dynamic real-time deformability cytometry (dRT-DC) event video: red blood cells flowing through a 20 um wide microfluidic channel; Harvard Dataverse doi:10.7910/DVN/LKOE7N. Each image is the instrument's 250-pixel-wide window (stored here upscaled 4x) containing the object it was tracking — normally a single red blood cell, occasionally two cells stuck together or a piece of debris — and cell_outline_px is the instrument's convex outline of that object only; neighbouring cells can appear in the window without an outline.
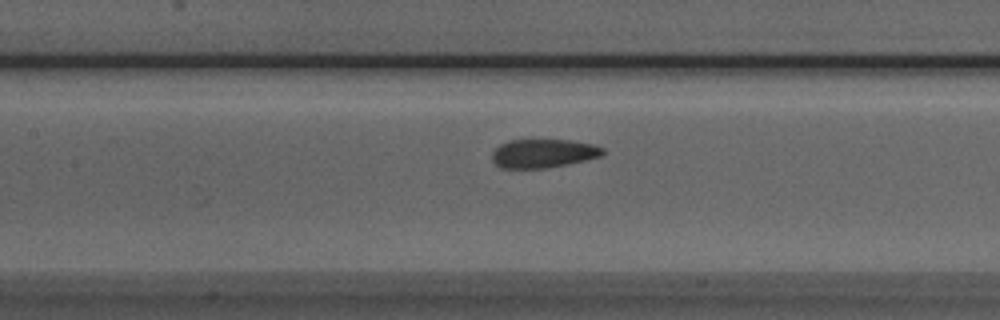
{"species": "Egyptian fruit bat (a non-hibernating species)", "species_latin": "Rousettus aegyptiacus", "temperature_condition": "room temperature", "stored_images_in_passage": 38, "camera_frame_rate_fps": 3000, "um_per_image_px": 0.085, "animal": {"sex": "male"}, "frame": {"image": 1, "passage_image": 19, "time_ms": 6.0, "image_size_px": [1000, 320], "cell_outline_px": [[604, 152], [600, 156], [568, 164], [544, 168], [500, 168], [492, 160], [492, 152], [500, 144], [508, 140], [568, 140], [592, 144], [604, 148]], "centroid_in_image_um": [46.14, 13.04], "position_along_channel_um": 161.3, "area_um2": 18.38}}
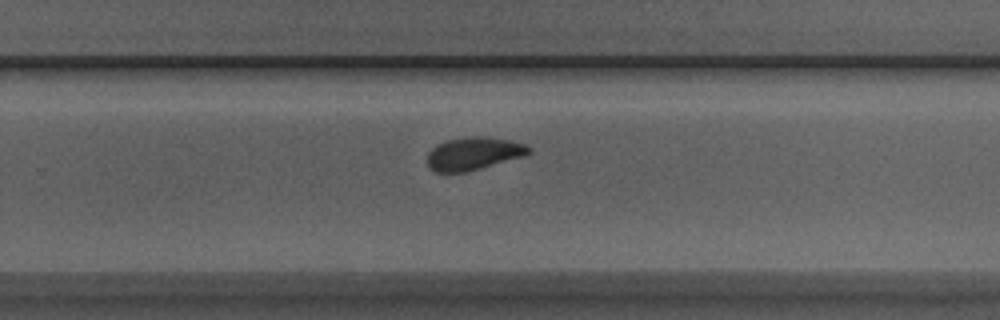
{"frame": {"image": 2, "passage_image": 29, "time_ms": 9.333, "image_size_px": [1000, 320], "cell_outline_px": [[532, 152], [524, 156], [480, 168], [464, 172], [436, 172], [428, 168], [428, 152], [436, 144], [444, 140], [476, 136], [484, 136], [512, 140], [524, 144], [532, 148]], "centroid_in_image_um": [40.25, 13.04], "position_along_channel_um": 289.5, "area_um2": 19.48}}
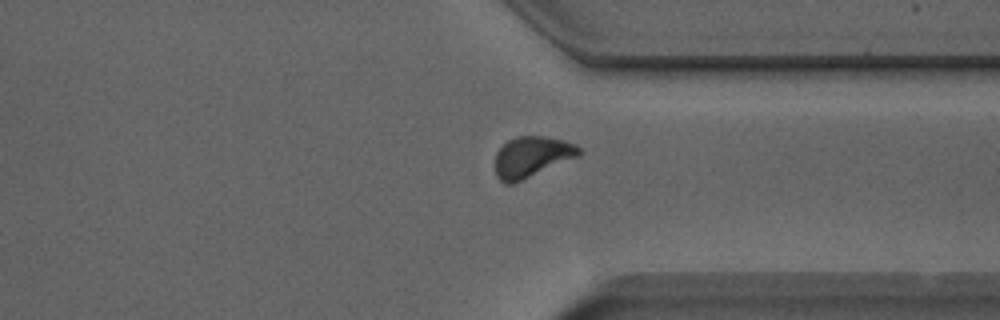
{"frame": {"image": 3, "passage_image": 35, "time_ms": 11.333, "image_size_px": [1000, 320], "cell_outline_px": [[584, 152], [580, 156], [512, 184], [504, 184], [496, 176], [496, 152], [508, 140], [516, 136], [544, 136], [564, 140], [576, 144]], "centroid_in_image_um": [45.23, 13.32], "position_along_channel_um": 366.2, "area_um2": 20.06}}